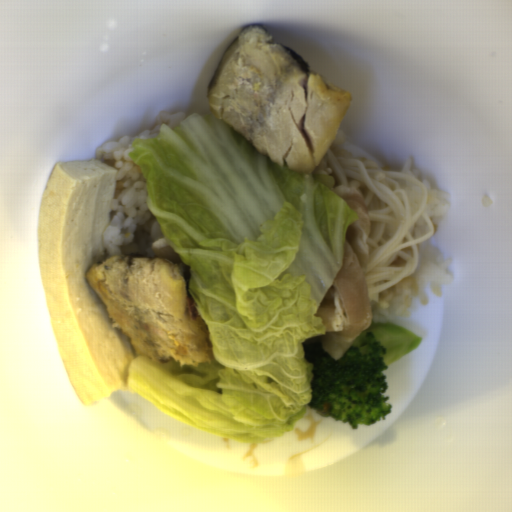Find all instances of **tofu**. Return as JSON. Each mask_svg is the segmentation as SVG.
Listing matches in <instances>:
<instances>
[{
	"label": "tofu",
	"mask_w": 512,
	"mask_h": 512,
	"mask_svg": "<svg viewBox=\"0 0 512 512\" xmlns=\"http://www.w3.org/2000/svg\"><path fill=\"white\" fill-rule=\"evenodd\" d=\"M118 170L100 158L57 162L43 191L37 254L55 345L83 406L130 389L127 368L137 356L112 323L86 274L104 260Z\"/></svg>",
	"instance_id": "1"
}]
</instances>
